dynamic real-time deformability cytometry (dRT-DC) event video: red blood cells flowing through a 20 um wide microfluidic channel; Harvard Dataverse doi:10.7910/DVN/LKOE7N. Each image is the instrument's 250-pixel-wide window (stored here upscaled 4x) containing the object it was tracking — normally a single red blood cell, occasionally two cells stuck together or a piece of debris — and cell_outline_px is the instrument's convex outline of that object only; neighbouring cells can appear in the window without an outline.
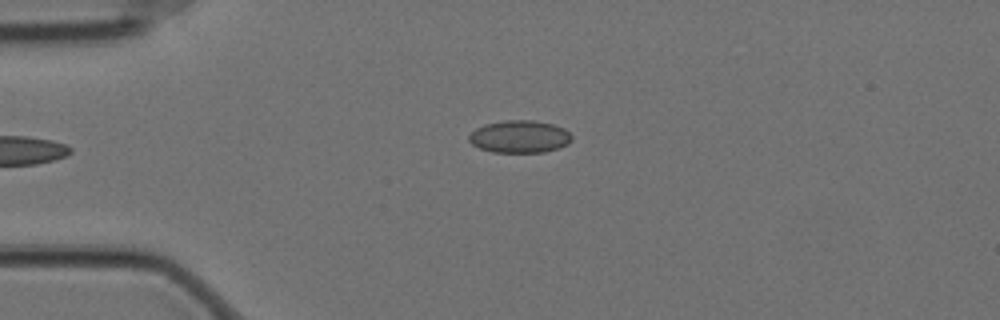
{"species": "Egyptian fruit bat (a non-hibernating species)", "species_latin": "Rousettus aegyptiacus", "temperature_condition": "cold", "stored_images_in_passage": 38, "camera_frame_rate_fps": 3000, "um_per_image_px": 0.085, "animal": {"sex": "female"}, "frame": {"image": 1, "passage_image": 2, "time_ms": 0.333, "image_size_px": [1000, 320], "cell_outline_px": [[572, 140], [568, 144], [560, 148], [544, 152], [492, 152], [480, 148], [472, 144], [468, 140], [468, 136], [476, 128], [484, 124], [504, 120], [532, 120], [552, 124], [564, 128], [572, 136]], "centroid_in_image_um": [44.17, 11.61], "position_along_channel_um": 40.8, "area_um2": 19.54}}
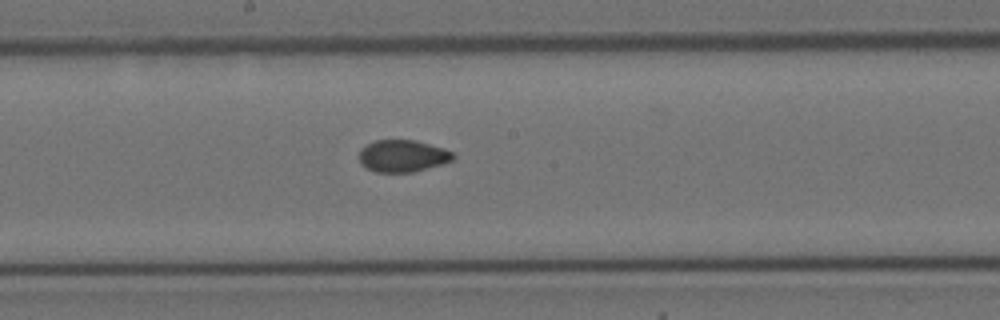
{"frame": {"image": 2, "passage_image": 19, "time_ms": 6.0, "image_size_px": [1000, 320], "cell_outline_px": [[456, 156], [452, 160], [440, 164], [412, 172], [376, 172], [360, 164], [360, 148], [372, 140], [416, 140], [444, 148], [452, 152]], "centroid_in_image_um": [34.2, 13.24], "position_along_channel_um": 214.0, "area_um2": 17.51}}
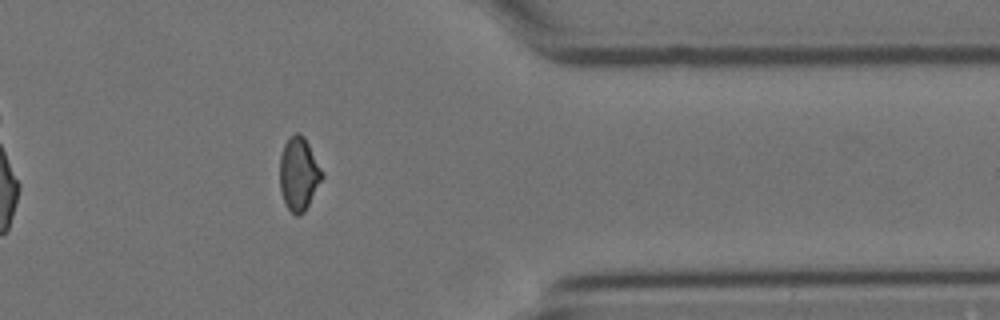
{"frame": {"image": 3, "passage_image": 35, "time_ms": 11.333, "image_size_px": [1000, 320], "cell_outline_px": [[324, 176], [304, 212], [300, 216], [296, 216], [288, 208], [284, 200], [280, 188], [280, 156], [284, 144], [296, 132], [300, 132], [304, 136], [324, 172]], "centroid_in_image_um": [25.41, 14.77], "position_along_channel_um": 386.0, "area_um2": 17.98}, "authors_computed_cell_mechanics": {"area_um2": 18.2648, "velocity_mm_per_s": 3.5119, "shape_relaxation_time_tau1_ms": null, "shape_relaxation_time_tau2_ms": 1.7093, "deformation_change_tau1": null, "deformation_change_tau2": 0.0438}}